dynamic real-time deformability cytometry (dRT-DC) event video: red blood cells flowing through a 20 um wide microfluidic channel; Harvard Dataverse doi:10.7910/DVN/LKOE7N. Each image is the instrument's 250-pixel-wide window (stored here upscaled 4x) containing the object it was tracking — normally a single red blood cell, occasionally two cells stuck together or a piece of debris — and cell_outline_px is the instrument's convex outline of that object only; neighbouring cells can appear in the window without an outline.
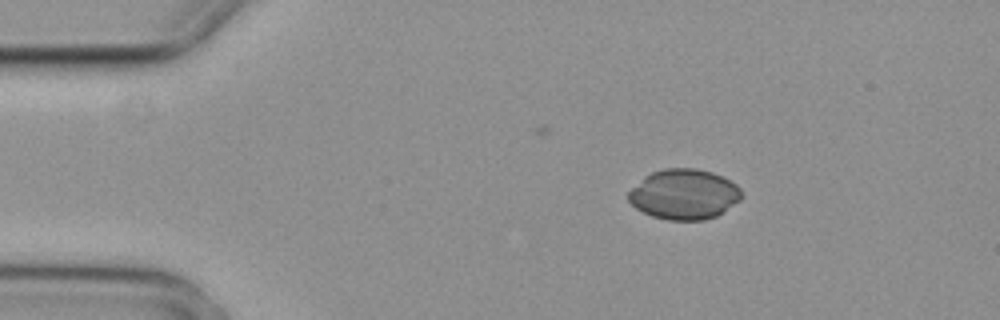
{"species": "common noctule bat (a hibernating species)", "species_latin": "Nyctalus noctula", "temperature_condition": "cold", "stored_images_in_passage": 5, "camera_frame_rate_fps": 3000, "um_per_image_px": 0.085, "animal": {"sex": "female", "body_mass_g": 29.2, "forearm_length_mm": 56.3}, "frame": {"image": 1, "passage_image": 3, "time_ms": 0.667, "image_size_px": [1000, 320], "cell_outline_px": [[740, 200], [716, 216], [704, 220], [668, 220], [652, 216], [636, 208], [628, 200], [628, 192], [644, 176], [652, 172], [664, 168], [696, 168], [712, 172], [736, 184], [740, 188]], "centroid_in_image_um": [58.12, 16.51], "position_along_channel_um": 26.9, "area_um2": 32.89}}